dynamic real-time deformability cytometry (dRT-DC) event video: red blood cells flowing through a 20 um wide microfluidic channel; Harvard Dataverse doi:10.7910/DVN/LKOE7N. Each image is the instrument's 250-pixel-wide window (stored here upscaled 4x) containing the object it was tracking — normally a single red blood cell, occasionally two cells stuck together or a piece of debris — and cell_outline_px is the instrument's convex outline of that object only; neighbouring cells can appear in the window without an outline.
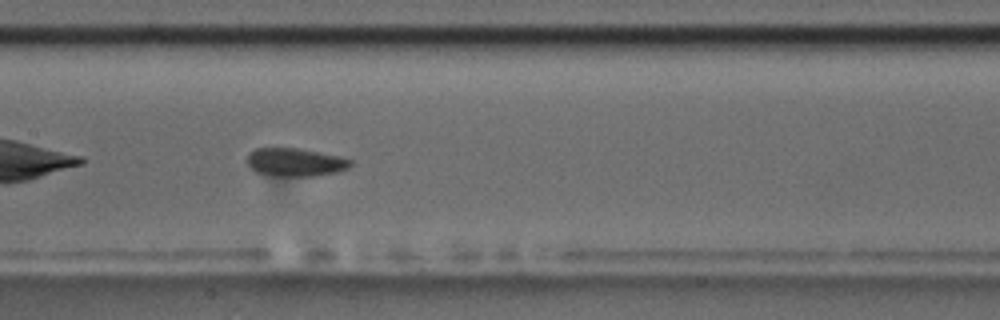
{"species": "common noctule bat (a hibernating species)", "species_latin": "Nyctalus noctula", "temperature_condition": "room temperature", "stored_images_in_passage": 41, "camera_frame_rate_fps": 3000, "um_per_image_px": 0.085, "animal": {"sex": "male", "body_mass_g": 17.5, "forearm_length_mm": 52.3}, "frame": {"image": 1, "passage_image": 12, "time_ms": 3.667, "image_size_px": [1000, 320], "cell_outline_px": [[352, 164], [348, 168], [336, 172], [312, 176], [272, 176], [256, 172], [248, 164], [248, 152], [256, 148], [300, 148], [340, 156], [352, 160]], "centroid_in_image_um": [25.1, 13.78], "position_along_channel_um": 182.3, "area_um2": 17.05}}
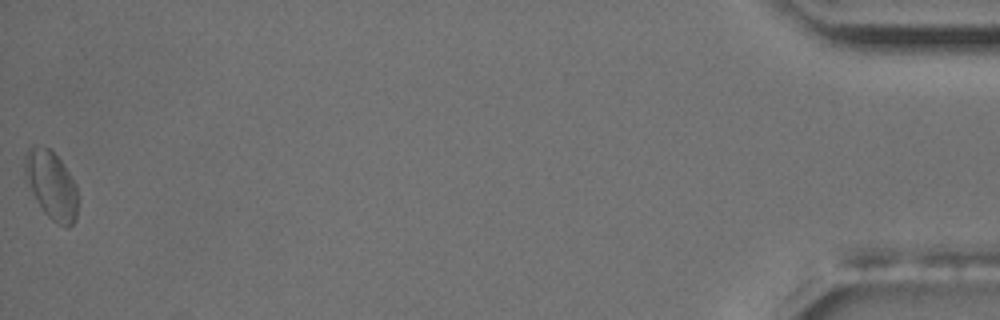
{"frame": {"image": 2, "passage_image": 41, "time_ms": 13.333, "image_size_px": [1000, 320], "cell_outline_px": [[80, 196], [76, 220], [68, 228], [56, 224], [44, 212], [36, 200], [28, 180], [24, 168], [24, 156], [28, 148], [32, 144], [48, 148], [60, 160], [76, 184]], "centroid_in_image_um": [4.42, 15.76], "position_along_channel_um": 430.8, "area_um2": 21.15}, "authors_computed_cell_mechanics": {"area_um2": 17.8602, "velocity_mm_per_s": 3.5726, "shape_relaxation_time_tau1_ms": 10.885, "shape_relaxation_time_tau2_ms": 1.9343, "deformation_change_tau1": 0.1146, "deformation_change_tau2": 0.0552}}